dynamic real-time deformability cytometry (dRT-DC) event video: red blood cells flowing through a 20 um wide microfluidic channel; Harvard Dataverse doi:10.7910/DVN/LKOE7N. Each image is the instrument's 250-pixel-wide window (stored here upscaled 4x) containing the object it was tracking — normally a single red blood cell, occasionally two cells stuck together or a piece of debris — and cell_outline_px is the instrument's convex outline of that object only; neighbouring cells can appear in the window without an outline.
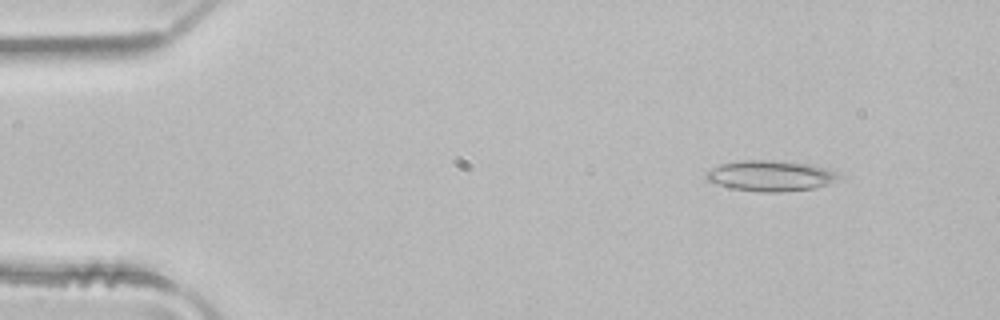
{"species": "common noctule bat (a hibernating species)", "species_latin": "Nyctalus noctula", "temperature_condition": "room temperature", "stored_images_in_passage": 5, "camera_frame_rate_fps": 3000, "um_per_image_px": 0.085, "animal": {"sex": "male", "body_mass_g": 21.5, "forearm_length_mm": 52.0}, "frame": {"image": 1, "passage_image": 2, "time_ms": 0.333, "image_size_px": [1000, 320], "cell_outline_px": [[844, 176], [828, 184], [816, 188], [780, 192], [760, 192], [732, 188], [716, 184], [708, 180], [704, 176], [704, 172], [720, 164], [740, 160], [772, 160], [808, 164], [840, 172]], "centroid_in_image_um": [65.5, 14.94], "position_along_channel_um": 19.5, "area_um2": 23.87}}